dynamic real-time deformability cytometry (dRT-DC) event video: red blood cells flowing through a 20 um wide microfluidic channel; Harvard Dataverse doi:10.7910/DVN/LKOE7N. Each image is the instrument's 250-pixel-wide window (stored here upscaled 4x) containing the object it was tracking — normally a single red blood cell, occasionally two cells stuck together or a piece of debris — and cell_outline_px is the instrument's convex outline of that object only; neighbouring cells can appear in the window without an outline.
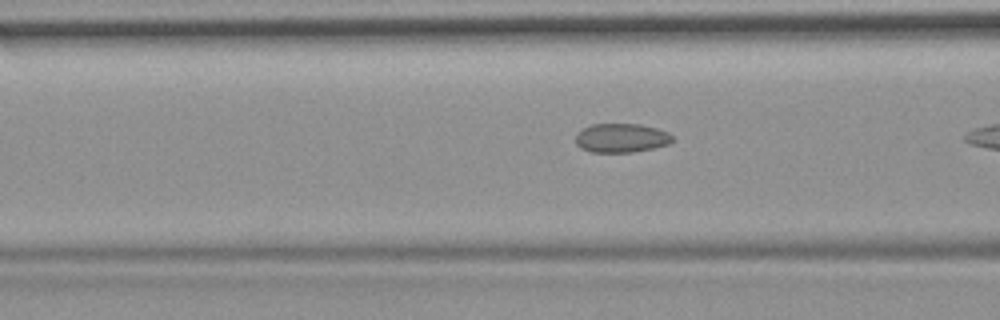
{"species": "common noctule bat (a hibernating species)", "species_latin": "Nyctalus noctula", "temperature_condition": "room temperature", "stored_images_in_passage": 6, "camera_frame_rate_fps": 3000, "um_per_image_px": 0.085, "animal": {"sex": "female", "body_mass_g": 19.9}, "frame": {"image": 1, "passage_image": 5, "time_ms": 1.333, "image_size_px": [1000, 320], "cell_outline_px": [[672, 140], [668, 144], [652, 148], [632, 152], [592, 152], [580, 148], [576, 144], [576, 132], [592, 124], [640, 124], [656, 128], [668, 132], [672, 136]], "centroid_in_image_um": [52.78, 11.72], "position_along_channel_um": 113.8, "area_um2": 16.3}}